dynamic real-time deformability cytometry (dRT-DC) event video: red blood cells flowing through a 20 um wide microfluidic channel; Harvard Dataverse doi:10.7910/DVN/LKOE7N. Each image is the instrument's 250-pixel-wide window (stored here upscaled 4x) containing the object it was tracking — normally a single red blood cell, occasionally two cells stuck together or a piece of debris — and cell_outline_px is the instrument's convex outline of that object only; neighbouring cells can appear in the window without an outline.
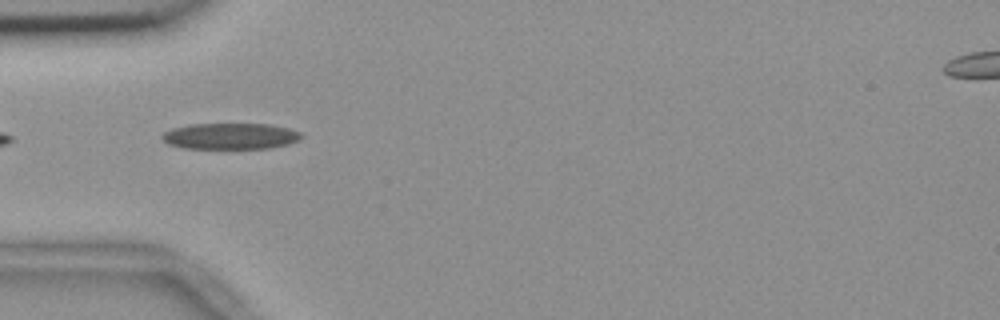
{"species": "common noctule bat (a hibernating species)", "species_latin": "Nyctalus noctula", "temperature_condition": "room temperature", "stored_images_in_passage": 5, "camera_frame_rate_fps": 3000, "um_per_image_px": 0.085, "animal": {"sex": "female", "body_mass_g": 18.4}, "frame": {"image": 1, "passage_image": 1, "time_ms": 0.0, "image_size_px": [1000, 320], "cell_outline_px": [[304, 136], [300, 140], [288, 144], [268, 148], [184, 148], [168, 144], [160, 136], [164, 132], [172, 128], [192, 124], [268, 124], [288, 128], [300, 132]], "centroid_in_image_um": [19.6, 11.57], "position_along_channel_um": 65.4, "area_um2": 21.15}}